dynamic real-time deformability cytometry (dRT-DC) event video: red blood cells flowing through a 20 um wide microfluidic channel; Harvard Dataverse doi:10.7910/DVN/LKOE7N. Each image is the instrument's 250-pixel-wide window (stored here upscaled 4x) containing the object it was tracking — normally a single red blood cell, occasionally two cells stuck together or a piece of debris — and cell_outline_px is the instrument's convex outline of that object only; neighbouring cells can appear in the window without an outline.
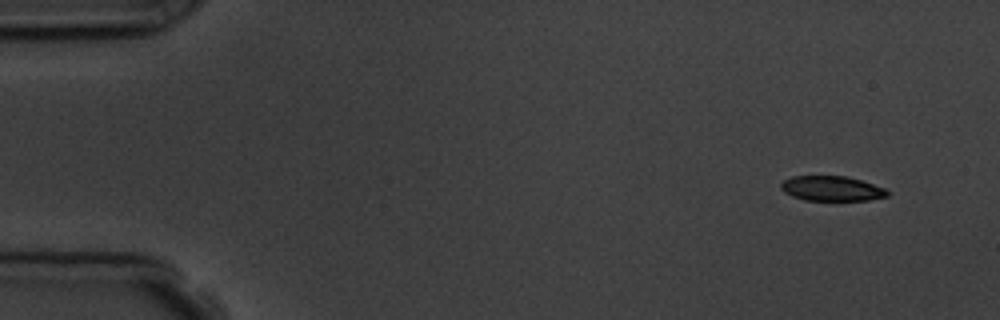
{"species": "common noctule bat (a hibernating species)", "species_latin": "Nyctalus noctula", "temperature_condition": "room temperature", "stored_images_in_passage": 3, "camera_frame_rate_fps": 3000, "um_per_image_px": 0.085, "animal": {"sex": "male", "body_mass_g": 19.5, "forearm_length_mm": 54.6}, "frame": {"image": 1, "passage_image": 1, "time_ms": 0.0, "image_size_px": [1000, 320], "cell_outline_px": [[892, 192], [888, 196], [868, 200], [804, 200], [792, 196], [784, 192], [780, 188], [780, 184], [784, 180], [792, 176], [848, 176], [884, 188]], "centroid_in_image_um": [70.7, 16.02], "position_along_channel_um": 14.3, "area_um2": 15.49}}